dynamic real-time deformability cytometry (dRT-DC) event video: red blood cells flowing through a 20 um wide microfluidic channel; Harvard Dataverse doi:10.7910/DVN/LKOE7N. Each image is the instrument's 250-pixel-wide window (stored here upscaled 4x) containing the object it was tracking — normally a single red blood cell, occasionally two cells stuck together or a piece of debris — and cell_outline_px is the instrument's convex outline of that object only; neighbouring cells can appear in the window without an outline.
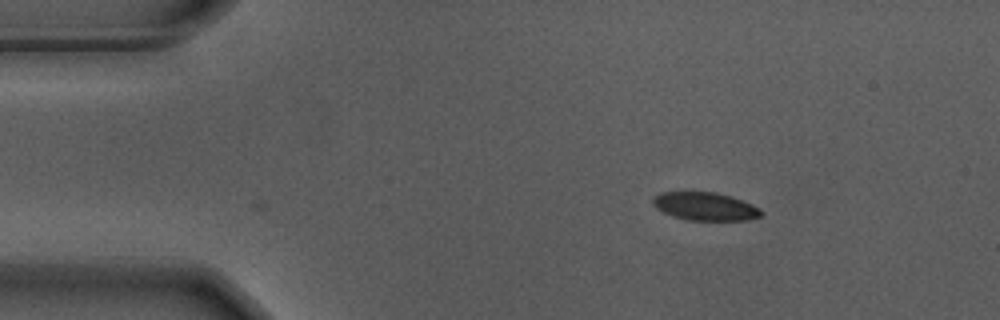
{"species": "Egyptian fruit bat (a non-hibernating species)", "species_latin": "Rousettus aegyptiacus", "temperature_condition": "warm", "stored_images_in_passage": 2, "camera_frame_rate_fps": 3000, "um_per_image_px": 0.085, "animal": {"sex": "male"}, "frame": {"image": 1, "passage_image": 1, "time_ms": 0.0, "image_size_px": [1000, 320], "cell_outline_px": [[764, 212], [760, 216], [748, 220], [688, 220], [672, 216], [656, 208], [652, 204], [652, 200], [660, 192], [716, 192], [752, 204], [760, 208]], "centroid_in_image_um": [59.93, 17.55], "position_along_channel_um": 25.1, "area_um2": 17.63}}